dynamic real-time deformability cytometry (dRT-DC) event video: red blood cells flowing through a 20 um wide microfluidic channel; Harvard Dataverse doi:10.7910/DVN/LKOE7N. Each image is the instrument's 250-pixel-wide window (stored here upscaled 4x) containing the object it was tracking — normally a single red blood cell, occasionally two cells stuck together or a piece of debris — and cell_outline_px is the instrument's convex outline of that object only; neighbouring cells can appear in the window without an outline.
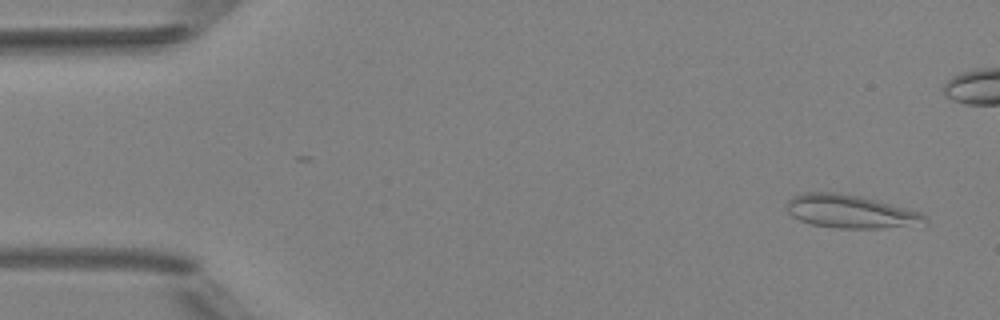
{"species": "Egyptian fruit bat (a non-hibernating species)", "species_latin": "Rousettus aegyptiacus", "temperature_condition": "room temperature", "stored_images_in_passage": 5, "camera_frame_rate_fps": 3000, "um_per_image_px": 0.085, "animal": {"sex": "female"}, "frame": {"image": 1, "passage_image": 1, "time_ms": 0.0, "image_size_px": [1000, 320], "cell_outline_px": [[928, 224], [884, 228], [836, 228], [812, 224], [800, 220], [792, 216], [788, 212], [788, 200], [792, 196], [804, 192], [836, 192], [860, 196], [920, 212], [928, 216]], "centroid_in_image_um": [72.32, 17.98], "position_along_channel_um": 12.7, "area_um2": 26.76}}